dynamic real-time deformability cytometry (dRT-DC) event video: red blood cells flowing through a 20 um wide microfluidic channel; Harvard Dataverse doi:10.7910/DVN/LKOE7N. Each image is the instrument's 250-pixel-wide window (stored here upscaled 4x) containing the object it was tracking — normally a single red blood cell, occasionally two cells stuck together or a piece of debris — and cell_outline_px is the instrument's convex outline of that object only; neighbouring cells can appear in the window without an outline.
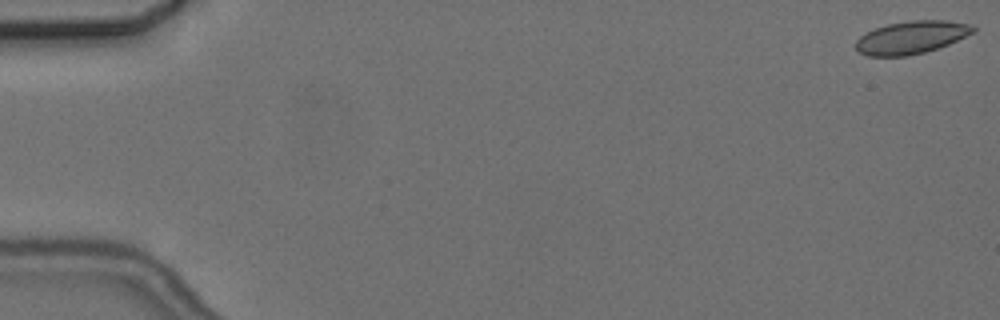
{"species": "common noctule bat (a hibernating species)", "species_latin": "Nyctalus noctula", "temperature_condition": "cold", "stored_images_in_passage": 57, "camera_frame_rate_fps": 3000, "um_per_image_px": 0.085, "animal": {"sex": "female", "body_mass_g": 24.6, "forearm_length_mm": 56.2}, "frame": {"image": 1, "passage_image": 1, "time_ms": 0.0, "image_size_px": [1000, 320], "cell_outline_px": [[976, 32], [948, 44], [924, 52], [908, 56], [868, 56], [860, 52], [856, 48], [856, 40], [860, 36], [876, 28], [888, 24], [912, 20], [944, 20], [972, 24], [976, 28]], "centroid_in_image_um": [77.5, 3.17], "position_along_channel_um": 7.5, "area_um2": 22.31}}
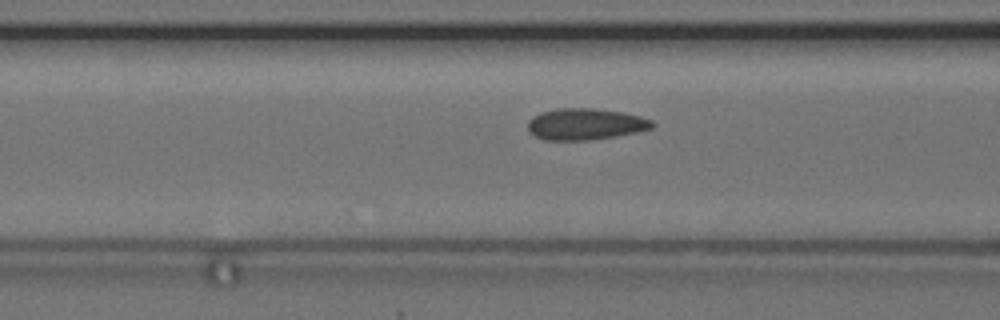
{"frame": {"image": 2, "passage_image": 23, "time_ms": 7.333, "image_size_px": [1000, 320], "cell_outline_px": [[656, 124], [652, 128], [636, 132], [616, 136], [588, 140], [544, 140], [528, 132], [528, 120], [532, 116], [540, 112], [556, 108], [596, 108], [624, 112], [640, 116], [652, 120]], "centroid_in_image_um": [49.74, 10.54], "position_along_channel_um": 116.9, "area_um2": 23.06}}
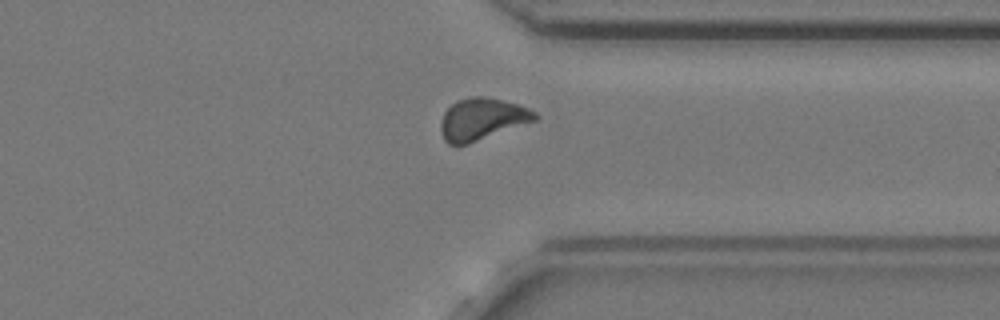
{"frame": {"image": 3, "passage_image": 44, "time_ms": 14.333, "image_size_px": [1000, 320], "cell_outline_px": [[540, 116], [536, 120], [468, 144], [448, 144], [444, 140], [440, 132], [440, 124], [444, 112], [456, 100], [472, 96], [480, 96], [500, 100], [516, 104], [528, 108], [536, 112]], "centroid_in_image_um": [40.95, 10.12], "position_along_channel_um": 370.5, "area_um2": 22.83}, "authors_computed_cell_mechanics": {"area_um2": 22.4264, "velocity_mm_per_s": 3.6381, "shape_relaxation_time_tau1_ms": null, "shape_relaxation_time_tau2_ms": 1.4535, "deformation_change_tau1": null, "deformation_change_tau2": 0.0635}}